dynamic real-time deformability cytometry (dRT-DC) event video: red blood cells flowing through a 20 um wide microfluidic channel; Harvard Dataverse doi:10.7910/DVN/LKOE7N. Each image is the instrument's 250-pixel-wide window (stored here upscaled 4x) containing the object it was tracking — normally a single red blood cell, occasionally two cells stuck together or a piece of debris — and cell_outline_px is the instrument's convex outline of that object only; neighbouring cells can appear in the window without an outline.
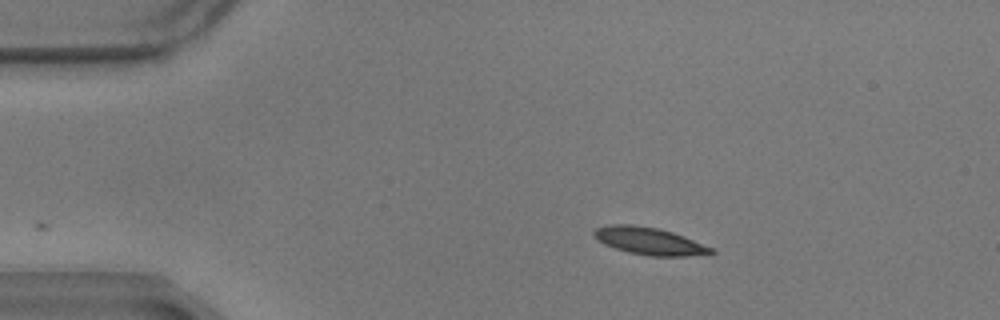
{"species": "common noctule bat (a hibernating species)", "species_latin": "Nyctalus noctula", "temperature_condition": "warm", "stored_images_in_passage": 49, "camera_frame_rate_fps": 3000, "um_per_image_px": 0.085, "animal": {"sex": "male", "body_mass_g": 17.9}, "frame": {"image": 1, "passage_image": 1, "time_ms": 0.0, "image_size_px": [1000, 320], "cell_outline_px": [[716, 252], [688, 256], [648, 256], [628, 252], [604, 244], [596, 240], [592, 232], [596, 228], [608, 224], [632, 224], [660, 228], [684, 236], [716, 248]], "centroid_in_image_um": [55.2, 20.48], "position_along_channel_um": 29.8, "area_um2": 18.9}}
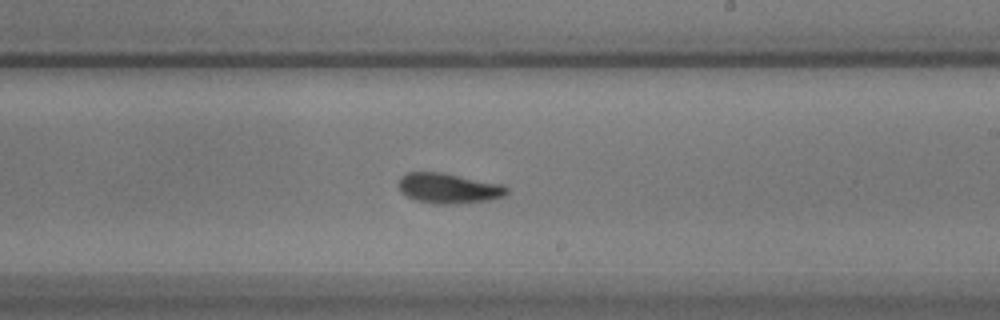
{"frame": {"image": 2, "passage_image": 25, "time_ms": 8.0, "image_size_px": [1000, 320], "cell_outline_px": [[508, 192], [504, 196], [488, 200], [460, 204], [432, 204], [416, 200], [400, 192], [396, 184], [400, 176], [404, 172], [440, 172], [504, 184], [508, 188]], "centroid_in_image_um": [38.09, 16.0], "position_along_channel_um": 250.9, "area_um2": 19.42}}
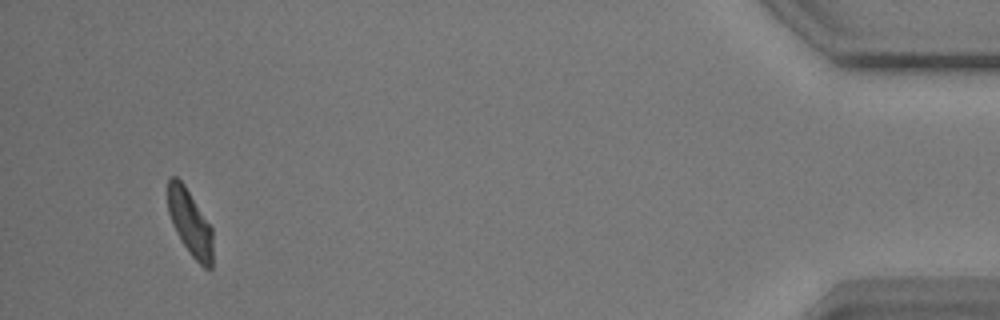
{"frame": {"image": 3, "passage_image": 46, "time_ms": 15.0, "image_size_px": [1000, 320], "cell_outline_px": [[212, 268], [204, 268], [192, 256], [180, 240], [172, 224], [168, 212], [168, 180], [172, 176], [176, 176], [184, 184], [212, 228]], "centroid_in_image_um": [16.14, 18.94], "position_along_channel_um": 419.1, "area_um2": 17.11}, "authors_computed_cell_mechanics": {"area_um2": 18.4382, "velocity_mm_per_s": 3.4487, "shape_relaxation_time_tau1_ms": 3.0523, "shape_relaxation_time_tau2_ms": 5.4597, "deformation_change_tau1": 0.1332, "deformation_change_tau2": 0.0845}}